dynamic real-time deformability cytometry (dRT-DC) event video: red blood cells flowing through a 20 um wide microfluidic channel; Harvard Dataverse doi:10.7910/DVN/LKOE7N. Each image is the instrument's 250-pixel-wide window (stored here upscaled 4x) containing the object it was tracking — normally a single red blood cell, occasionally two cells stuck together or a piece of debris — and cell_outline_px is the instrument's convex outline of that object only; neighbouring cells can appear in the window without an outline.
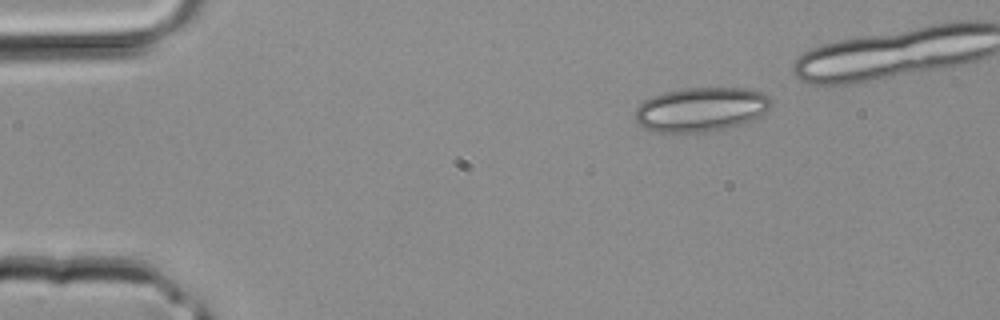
{"species": "common noctule bat (a hibernating species)", "species_latin": "Nyctalus noctula", "temperature_condition": "room temperature", "stored_images_in_passage": 3, "camera_frame_rate_fps": 3000, "um_per_image_px": 0.085, "animal": {"sex": "male", "body_mass_g": 20.4}, "frame": {"image": 1, "passage_image": 1, "time_ms": 0.0, "image_size_px": [1000, 320], "cell_outline_px": [[772, 100], [768, 108], [760, 116], [724, 128], [684, 136], [652, 132], [636, 124], [636, 108], [644, 100], [652, 96], [664, 92], [684, 88], [748, 88], [764, 92]], "centroid_in_image_um": [59.5, 9.33], "position_along_channel_um": 25.5, "area_um2": 35.66}}